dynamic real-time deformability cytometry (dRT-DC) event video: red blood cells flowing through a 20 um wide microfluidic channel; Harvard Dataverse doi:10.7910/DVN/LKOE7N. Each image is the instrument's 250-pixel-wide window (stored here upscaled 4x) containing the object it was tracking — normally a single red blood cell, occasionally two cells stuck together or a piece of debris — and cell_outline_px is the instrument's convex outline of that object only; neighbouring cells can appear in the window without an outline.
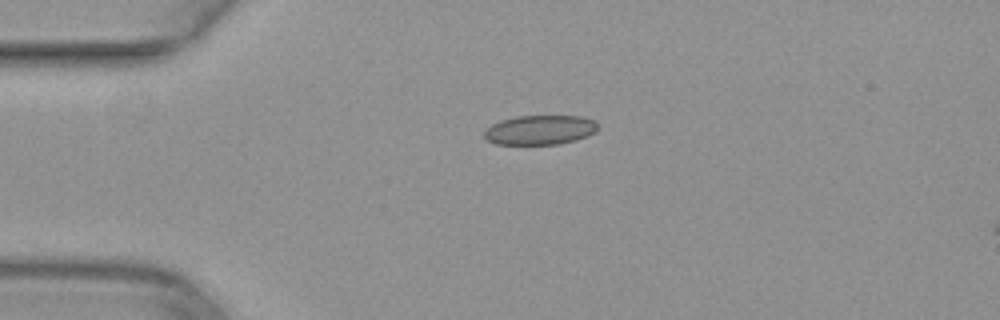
{"species": "common noctule bat (a hibernating species)", "species_latin": "Nyctalus noctula", "temperature_condition": "warm", "stored_images_in_passage": 32, "camera_frame_rate_fps": 3000, "um_per_image_px": 0.085, "animal": {"sex": "female", "body_mass_g": 29.2, "forearm_length_mm": 56.3}, "frame": {"image": 1, "passage_image": 1, "time_ms": 0.0, "image_size_px": [1000, 320], "cell_outline_px": [[596, 132], [588, 136], [576, 140], [560, 144], [496, 144], [488, 140], [484, 136], [484, 132], [492, 124], [500, 120], [516, 116], [580, 116], [596, 120]], "centroid_in_image_um": [45.92, 11.04], "position_along_channel_um": 39.1, "area_um2": 19.54}}
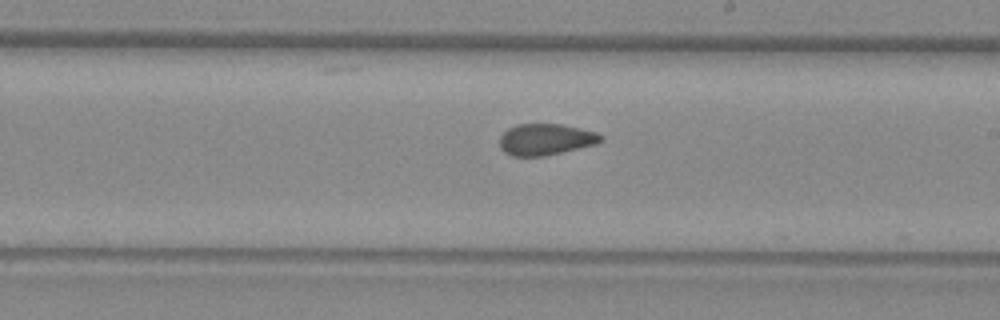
{"frame": {"image": 2, "passage_image": 18, "time_ms": 5.667, "image_size_px": [1000, 320], "cell_outline_px": [[604, 140], [596, 144], [544, 156], [512, 156], [504, 152], [500, 148], [500, 136], [508, 128], [516, 124], [560, 124], [580, 128], [596, 132], [604, 136]], "centroid_in_image_um": [46.38, 11.85], "position_along_channel_um": 242.6, "area_um2": 18.55}}
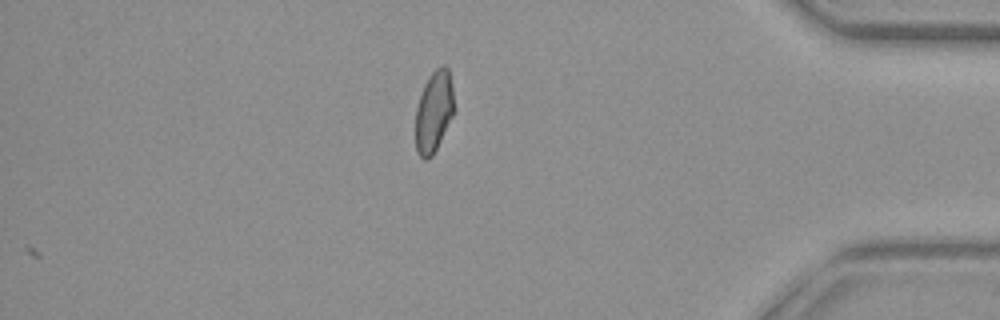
{"frame": {"image": 3, "passage_image": 32, "time_ms": 10.333, "image_size_px": [1000, 320], "cell_outline_px": [[452, 116], [432, 156], [428, 160], [424, 160], [416, 152], [416, 108], [424, 84], [428, 76], [440, 64], [444, 64], [448, 68], [452, 84]], "centroid_in_image_um": [36.85, 9.46], "position_along_channel_um": 398.3, "area_um2": 17.98}}